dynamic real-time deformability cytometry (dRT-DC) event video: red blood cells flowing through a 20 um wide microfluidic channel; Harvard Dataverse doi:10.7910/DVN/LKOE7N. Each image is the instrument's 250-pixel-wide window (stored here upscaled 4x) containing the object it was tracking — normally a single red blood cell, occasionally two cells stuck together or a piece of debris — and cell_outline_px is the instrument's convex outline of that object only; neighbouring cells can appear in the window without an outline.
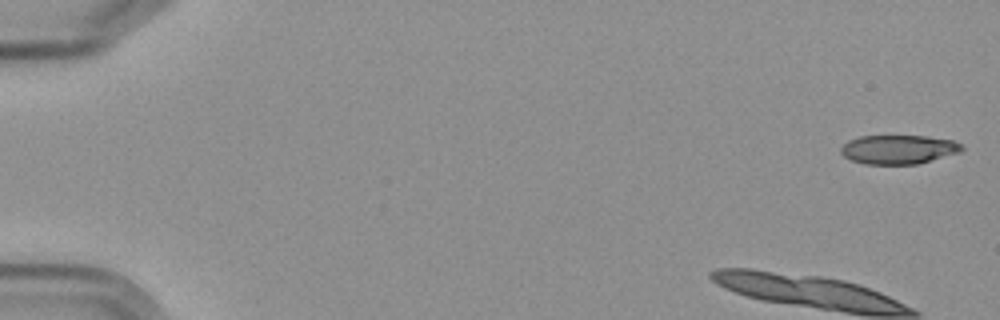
{"species": "Egyptian fruit bat (a non-hibernating species)", "species_latin": "Rousettus aegyptiacus", "temperature_condition": "cold", "stored_images_in_passage": 6, "camera_frame_rate_fps": 3000, "um_per_image_px": 0.085, "frame": {"image": 1, "passage_image": 1, "time_ms": 0.0, "image_size_px": [1000, 320], "cell_outline_px": [[964, 148], [960, 152], [916, 164], [864, 164], [852, 160], [844, 156], [840, 152], [840, 148], [848, 140], [860, 136], [924, 136], [952, 140], [960, 144]], "centroid_in_image_um": [76.34, 12.7], "position_along_channel_um": 8.7, "area_um2": 20.29}}